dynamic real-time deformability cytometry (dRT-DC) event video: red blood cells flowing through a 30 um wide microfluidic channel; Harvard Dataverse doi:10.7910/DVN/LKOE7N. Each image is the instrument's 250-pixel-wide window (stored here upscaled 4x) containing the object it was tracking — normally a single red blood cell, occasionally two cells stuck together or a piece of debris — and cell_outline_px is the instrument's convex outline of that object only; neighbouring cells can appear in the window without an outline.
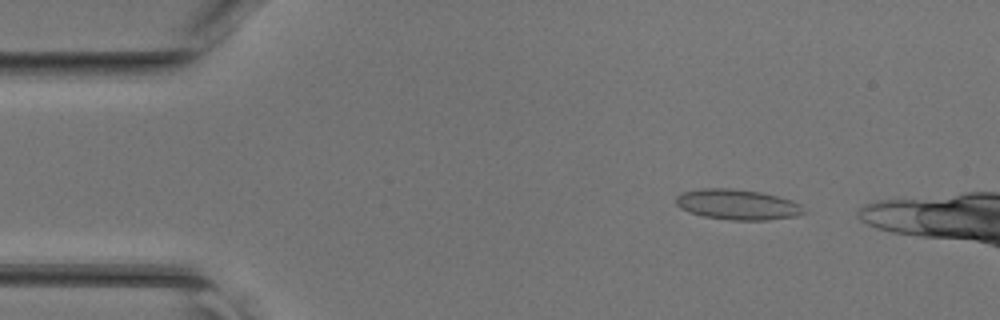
{"species": "common noctule bat (a hibernating species)", "species_latin": "Nyctalus noctula", "temperature_condition": "room temperature", "stored_images_in_passage": 10, "camera_frame_rate_fps": 3000, "um_per_image_px": 0.085, "animal": {"sex": "female", "body_mass_g": 17.0, "forearm_length_mm": 48.0}, "frame": {"image": 1, "passage_image": 4, "time_ms": 1.0, "image_size_px": [1000, 320], "cell_outline_px": [[808, 212], [796, 216], [768, 220], [728, 220], [704, 216], [688, 212], [680, 208], [676, 204], [676, 196], [684, 192], [700, 188], [732, 188], [760, 192], [792, 200], [800, 204]], "centroid_in_image_um": [62.7, 17.39], "position_along_channel_um": 22.3, "area_um2": 22.77}}